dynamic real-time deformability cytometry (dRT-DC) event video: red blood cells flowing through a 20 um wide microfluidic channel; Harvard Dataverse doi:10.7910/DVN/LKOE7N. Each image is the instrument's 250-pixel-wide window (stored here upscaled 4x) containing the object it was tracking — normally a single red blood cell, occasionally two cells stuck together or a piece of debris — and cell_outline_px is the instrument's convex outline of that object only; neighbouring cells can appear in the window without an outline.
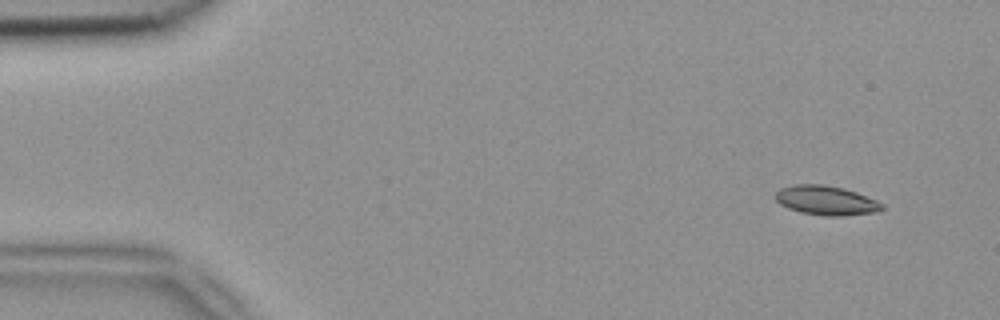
{"species": "common noctule bat (a hibernating species)", "species_latin": "Nyctalus noctula", "temperature_condition": "room temperature", "stored_images_in_passage": 4, "camera_frame_rate_fps": 3000, "um_per_image_px": 0.085, "animal": {"sex": "female", "body_mass_g": 18.4}, "frame": {"image": 1, "passage_image": 1, "time_ms": 0.0, "image_size_px": [1000, 320], "cell_outline_px": [[884, 208], [880, 212], [840, 216], [824, 216], [800, 212], [788, 208], [780, 204], [776, 200], [776, 192], [780, 188], [792, 184], [824, 184], [844, 188], [856, 192], [876, 200], [884, 204]], "centroid_in_image_um": [70.24, 17.03], "position_along_channel_um": 14.8, "area_um2": 18.44}}
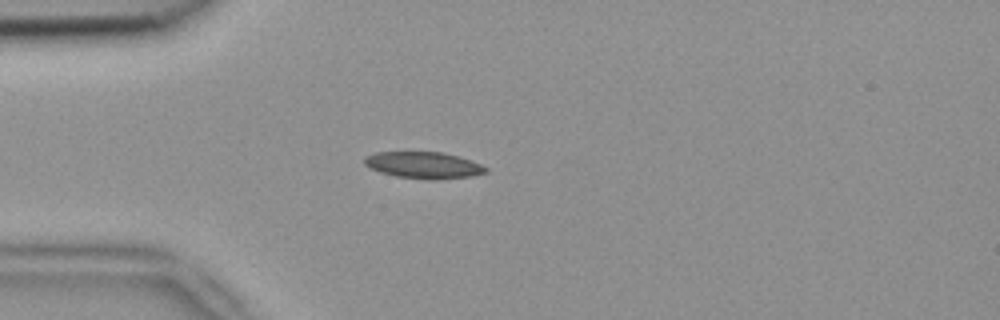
{"frame": {"image": 2, "passage_image": 4, "time_ms": 1.0, "image_size_px": [1000, 320], "cell_outline_px": [[488, 172], [472, 176], [436, 180], [428, 180], [396, 176], [380, 172], [364, 164], [364, 156], [376, 152], [444, 152], [460, 156], [480, 164], [488, 168]], "centroid_in_image_um": [36.03, 14.04], "position_along_channel_um": 49.0, "area_um2": 18.96}}